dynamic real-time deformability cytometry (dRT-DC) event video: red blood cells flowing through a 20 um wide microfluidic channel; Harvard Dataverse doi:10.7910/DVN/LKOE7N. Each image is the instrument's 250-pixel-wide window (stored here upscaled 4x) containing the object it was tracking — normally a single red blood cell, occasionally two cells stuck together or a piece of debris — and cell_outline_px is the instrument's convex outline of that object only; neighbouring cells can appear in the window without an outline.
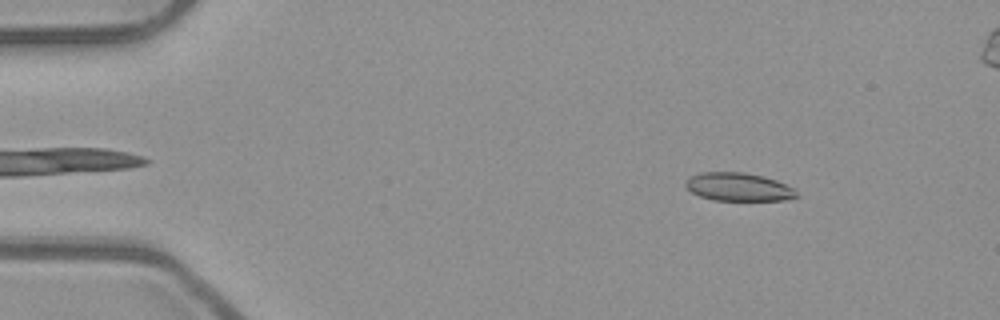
{"species": "common noctule bat (a hibernating species)", "species_latin": "Nyctalus noctula", "temperature_condition": "room temperature", "stored_images_in_passage": 54, "camera_frame_rate_fps": 3000, "um_per_image_px": 0.085, "animal": {"sex": "male", "body_mass_g": 23.1, "forearm_length_mm": 52.7}, "frame": {"image": 1, "passage_image": 8, "time_ms": 2.333, "image_size_px": [1000, 320], "cell_outline_px": [[800, 196], [784, 200], [712, 200], [700, 196], [692, 192], [684, 184], [692, 176], [700, 172], [744, 172], [764, 176], [776, 180], [796, 188]], "centroid_in_image_um": [62.83, 15.89], "position_along_channel_um": 22.2, "area_um2": 18.32}}
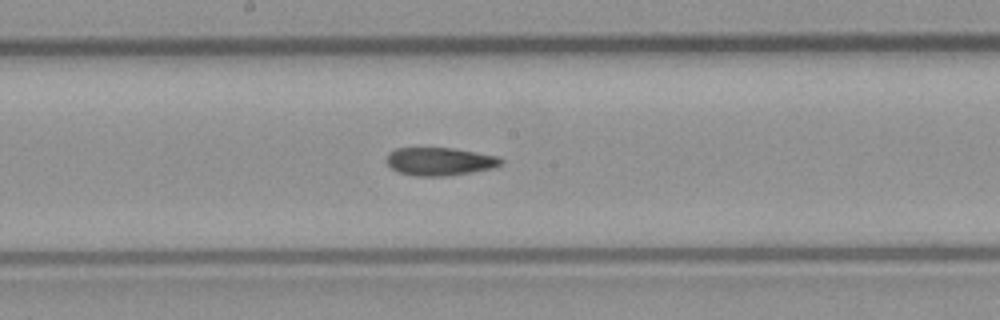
{"frame": {"image": 2, "passage_image": 29, "time_ms": 9.333, "image_size_px": [1000, 320], "cell_outline_px": [[504, 164], [492, 168], [472, 172], [448, 176], [416, 176], [396, 172], [388, 164], [388, 152], [396, 148], [452, 148], [500, 156], [504, 160]], "centroid_in_image_um": [37.42, 13.73], "position_along_channel_um": 210.8, "area_um2": 18.84}}
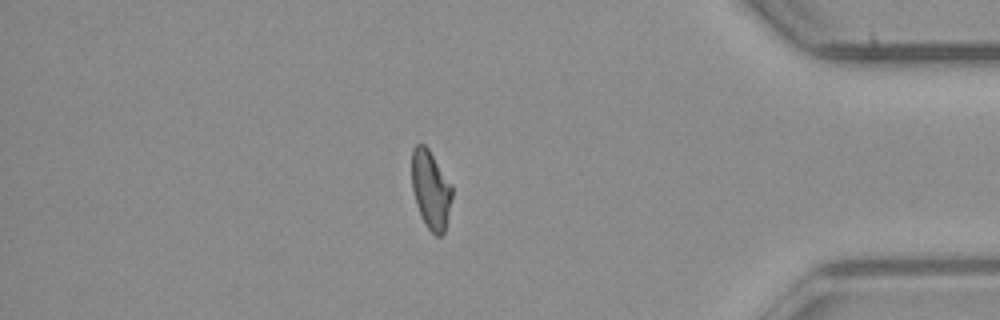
{"frame": {"image": 3, "passage_image": 46, "time_ms": 15.0, "image_size_px": [1000, 320], "cell_outline_px": [[452, 196], [444, 232], [440, 236], [436, 236], [428, 228], [416, 204], [412, 188], [412, 148], [416, 144], [424, 144], [428, 148], [452, 184]], "centroid_in_image_um": [36.61, 16.08], "position_along_channel_um": 398.6, "area_um2": 18.21}, "authors_computed_cell_mechanics": {"area_um2": 18.9873, "velocity_mm_per_s": 3.9367, "shape_relaxation_time_tau1_ms": null, "shape_relaxation_time_tau2_ms": 1.2505, "deformation_change_tau1": null, "deformation_change_tau2": 0.0736}}